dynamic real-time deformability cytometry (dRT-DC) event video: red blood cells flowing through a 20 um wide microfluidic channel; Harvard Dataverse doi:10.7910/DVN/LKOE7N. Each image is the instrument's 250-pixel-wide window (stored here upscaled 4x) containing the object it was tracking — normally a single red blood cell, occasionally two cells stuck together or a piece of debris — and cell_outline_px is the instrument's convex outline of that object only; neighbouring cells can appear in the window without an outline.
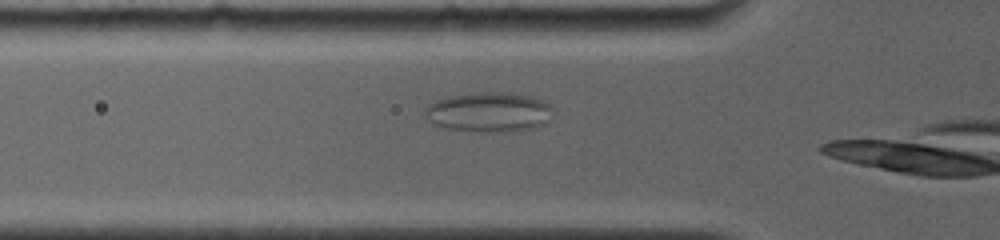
{"species": "common noctule bat (a hibernating species)", "species_latin": "Nyctalus noctula", "temperature_condition": "room temperature", "stored_images_in_passage": 19, "camera_frame_rate_fps": 4000, "um_per_image_px": 0.085, "animal": {"sex": "female", "body_mass_g": 19.0, "forearm_length_mm": 56.7}, "frame": {"image": 1, "passage_image": 16, "time_ms": 5.25, "image_size_px": [1000, 240], "cell_outline_px": [[552, 120], [548, 124], [536, 128], [500, 132], [484, 132], [448, 128], [432, 124], [424, 116], [424, 108], [428, 104], [436, 100], [452, 96], [484, 92], [504, 92], [532, 96], [544, 100], [552, 108]], "centroid_in_image_um": [41.6, 9.54], "position_along_channel_um": 84.2, "area_um2": 30.0}}